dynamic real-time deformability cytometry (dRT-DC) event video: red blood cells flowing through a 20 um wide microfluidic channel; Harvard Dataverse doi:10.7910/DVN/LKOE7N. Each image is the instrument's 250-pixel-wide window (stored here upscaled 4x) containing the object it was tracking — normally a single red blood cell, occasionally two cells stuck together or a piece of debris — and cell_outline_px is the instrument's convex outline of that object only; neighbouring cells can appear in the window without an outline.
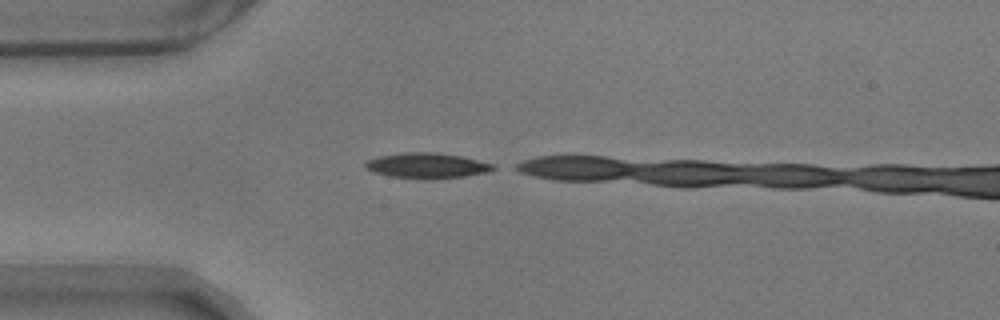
{"species": "common noctule bat (a hibernating species)", "species_latin": "Nyctalus noctula", "temperature_condition": "warm", "stored_images_in_passage": 4, "camera_frame_rate_fps": 3000, "um_per_image_px": 0.085, "animal": {"sex": "male", "body_mass_g": 17.9}, "frame": {"image": 1, "passage_image": 1, "time_ms": 0.0, "image_size_px": [1000, 320], "cell_outline_px": [[496, 168], [488, 172], [464, 176], [432, 180], [424, 180], [392, 176], [372, 172], [364, 168], [364, 160], [380, 156], [404, 152], [436, 152], [460, 156], [496, 164]], "centroid_in_image_um": [36.27, 14.08], "position_along_channel_um": 48.7, "area_um2": 19.25}}